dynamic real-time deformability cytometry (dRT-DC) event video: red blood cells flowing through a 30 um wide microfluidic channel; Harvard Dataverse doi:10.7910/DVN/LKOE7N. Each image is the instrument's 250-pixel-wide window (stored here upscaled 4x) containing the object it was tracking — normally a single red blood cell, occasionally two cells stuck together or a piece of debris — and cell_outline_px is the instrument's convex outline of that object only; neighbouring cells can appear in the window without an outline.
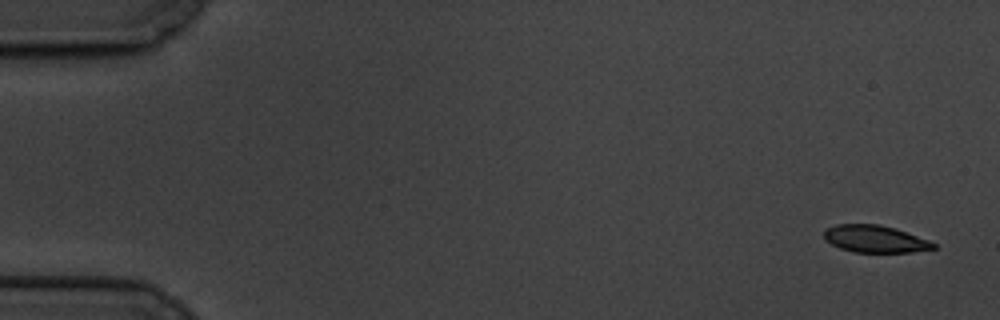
{"species": "common noctule bat (a hibernating species)", "species_latin": "Nyctalus noctula", "temperature_condition": "cold", "stored_images_in_passage": 6, "camera_frame_rate_fps": 3000, "um_per_image_px": 0.085, "animal": {"sex": "male", "body_mass_g": 19.5, "forearm_length_mm": 54.6}, "frame": {"image": 1, "passage_image": 1, "time_ms": 0.0, "image_size_px": [1000, 320], "cell_outline_px": [[936, 248], [912, 252], [852, 252], [840, 248], [824, 240], [824, 228], [836, 224], [880, 224], [896, 228], [928, 240], [936, 244]], "centroid_in_image_um": [74.34, 20.3], "position_along_channel_um": 10.7, "area_um2": 17.46}}
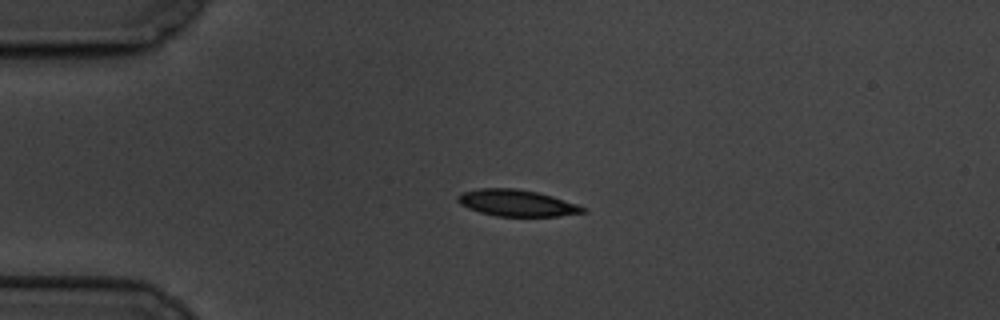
{"frame": {"image": 2, "passage_image": 4, "time_ms": 4.0, "image_size_px": [1000, 320], "cell_outline_px": [[588, 212], [560, 216], [496, 216], [480, 212], [468, 208], [460, 204], [456, 200], [456, 196], [460, 192], [476, 188], [516, 188], [536, 192], [552, 196], [576, 204], [584, 208]], "centroid_in_image_um": [43.87, 17.25], "position_along_channel_um": 41.1, "area_um2": 19.42}}
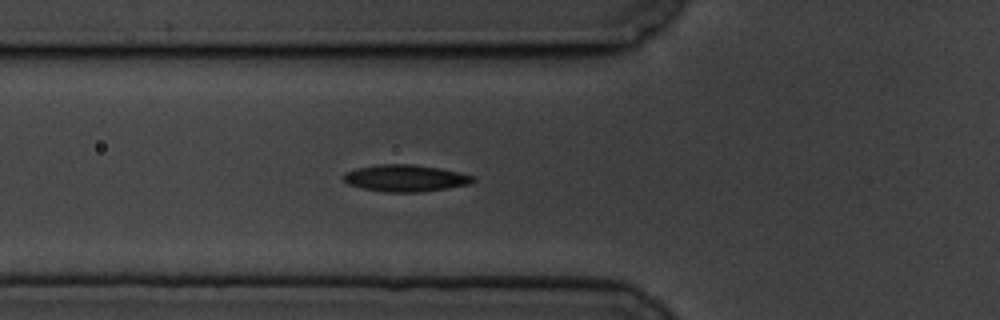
{"frame": {"image": 3, "passage_image": 6, "time_ms": 6.333, "image_size_px": [1000, 320], "cell_outline_px": [[476, 180], [468, 184], [448, 188], [420, 192], [384, 192], [360, 188], [348, 184], [344, 180], [344, 172], [356, 168], [380, 164], [412, 164], [460, 172], [476, 176]], "centroid_in_image_um": [34.45, 15.15], "position_along_channel_um": 91.3, "area_um2": 20.29}}